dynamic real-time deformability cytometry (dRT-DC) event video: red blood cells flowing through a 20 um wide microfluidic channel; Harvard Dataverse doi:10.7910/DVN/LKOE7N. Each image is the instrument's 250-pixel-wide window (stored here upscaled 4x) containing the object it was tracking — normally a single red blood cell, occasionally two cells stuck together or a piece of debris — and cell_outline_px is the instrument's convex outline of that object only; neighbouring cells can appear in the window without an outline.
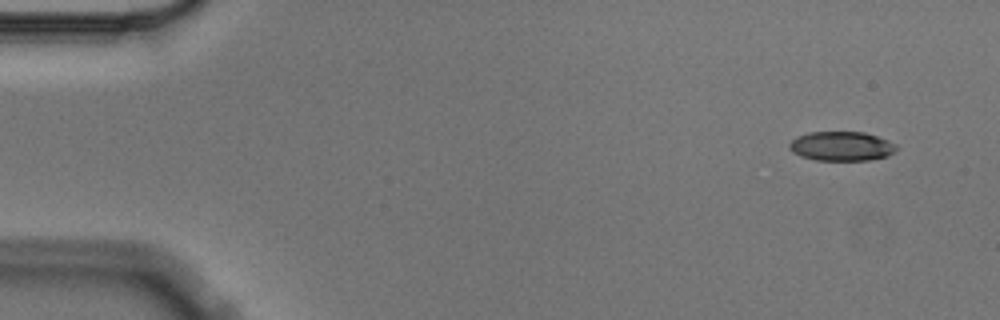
{"species": "Egyptian fruit bat (a non-hibernating species)", "species_latin": "Rousettus aegyptiacus", "temperature_condition": "cold", "stored_images_in_passage": 5, "camera_frame_rate_fps": 3000, "um_per_image_px": 0.085, "animal": {"sex": "male"}, "frame": {"image": 1, "passage_image": 1, "time_ms": 0.0, "image_size_px": [1000, 320], "cell_outline_px": [[896, 152], [888, 156], [868, 160], [816, 160], [800, 156], [792, 152], [788, 148], [788, 144], [796, 136], [808, 132], [864, 132], [888, 140], [896, 144]], "centroid_in_image_um": [71.51, 12.42], "position_along_channel_um": 13.5, "area_um2": 18.44}}
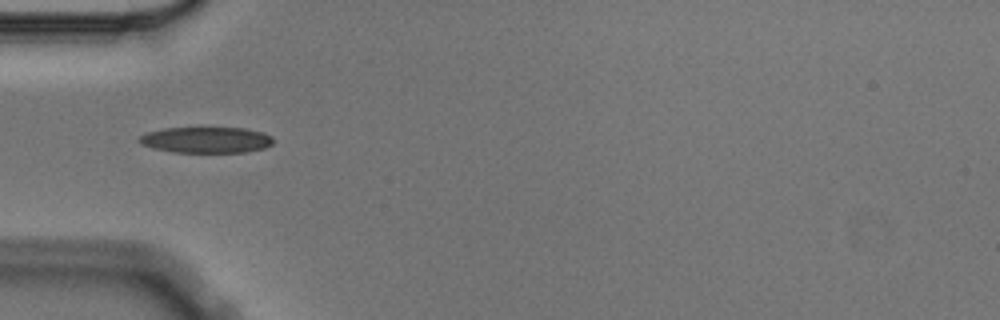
{"frame": {"image": 2, "passage_image": 5, "time_ms": 1.333, "image_size_px": [1000, 320], "cell_outline_px": [[272, 144], [264, 148], [244, 152], [172, 152], [152, 148], [140, 144], [136, 140], [140, 136], [148, 132], [164, 128], [200, 124], [244, 128], [264, 132], [272, 136]], "centroid_in_image_um": [17.49, 11.83], "position_along_channel_um": 67.5, "area_um2": 21.5}}